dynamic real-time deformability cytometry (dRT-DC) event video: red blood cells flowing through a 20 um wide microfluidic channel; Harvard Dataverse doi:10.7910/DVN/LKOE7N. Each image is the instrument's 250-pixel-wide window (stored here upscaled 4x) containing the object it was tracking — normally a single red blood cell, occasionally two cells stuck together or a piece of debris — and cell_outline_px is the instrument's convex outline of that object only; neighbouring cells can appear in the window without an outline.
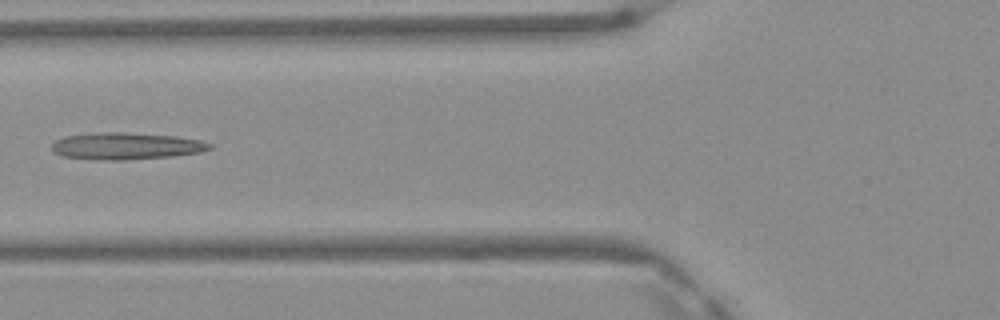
{"species": "Egyptian fruit bat (a non-hibernating species)", "species_latin": "Rousettus aegyptiacus", "temperature_condition": "warm", "stored_images_in_passage": 6, "camera_frame_rate_fps": 3000, "um_per_image_px": 0.085, "frame": {"image": 1, "passage_image": 5, "time_ms": 1.333, "image_size_px": [1000, 320], "cell_outline_px": [[212, 148], [200, 152], [172, 156], [120, 160], [88, 160], [64, 156], [56, 152], [52, 148], [52, 144], [56, 140], [68, 136], [96, 132], [124, 132], [176, 136], [200, 140], [212, 144]], "centroid_in_image_um": [10.73, 12.41], "position_along_channel_um": 115.1, "area_um2": 24.68}}
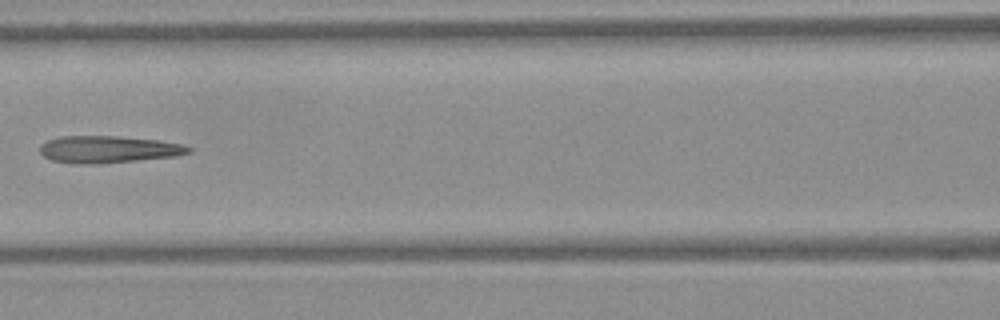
{"frame": {"image": 2, "passage_image": 6, "time_ms": 1.667, "image_size_px": [1000, 320], "cell_outline_px": [[192, 152], [176, 156], [96, 164], [80, 164], [52, 160], [44, 156], [40, 152], [40, 144], [48, 140], [60, 136], [120, 136], [160, 140], [184, 144], [192, 148]], "centroid_in_image_um": [9.24, 12.68], "position_along_channel_um": 157.4, "area_um2": 23.52}}